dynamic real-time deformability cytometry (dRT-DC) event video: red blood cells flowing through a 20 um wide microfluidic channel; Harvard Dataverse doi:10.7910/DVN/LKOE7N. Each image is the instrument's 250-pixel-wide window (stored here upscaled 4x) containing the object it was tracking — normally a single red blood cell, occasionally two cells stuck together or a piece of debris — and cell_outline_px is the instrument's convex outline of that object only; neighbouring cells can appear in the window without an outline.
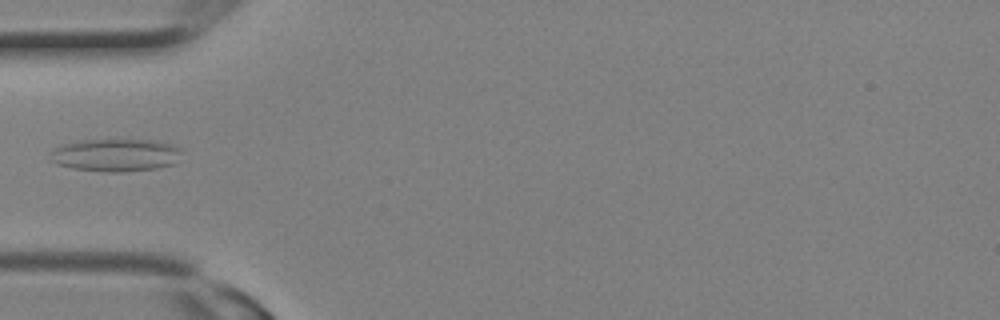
{"species": "Egyptian fruit bat (a non-hibernating species)", "species_latin": "Rousettus aegyptiacus", "temperature_condition": "room temperature", "stored_images_in_passage": 1, "camera_frame_rate_fps": 3000, "um_per_image_px": 0.085, "animal": {"sex": "female"}, "frame": {"image": 1, "passage_image": 1, "time_ms": 0.0, "image_size_px": [1000, 320], "cell_outline_px": [[180, 152], [172, 164], [156, 168], [124, 172], [108, 172], [72, 168], [56, 164], [48, 160], [52, 148], [64, 144], [84, 140], [152, 140], [168, 144], [180, 148]], "centroid_in_image_um": [9.73, 13.19], "position_along_channel_um": 75.3, "area_um2": 24.8}}